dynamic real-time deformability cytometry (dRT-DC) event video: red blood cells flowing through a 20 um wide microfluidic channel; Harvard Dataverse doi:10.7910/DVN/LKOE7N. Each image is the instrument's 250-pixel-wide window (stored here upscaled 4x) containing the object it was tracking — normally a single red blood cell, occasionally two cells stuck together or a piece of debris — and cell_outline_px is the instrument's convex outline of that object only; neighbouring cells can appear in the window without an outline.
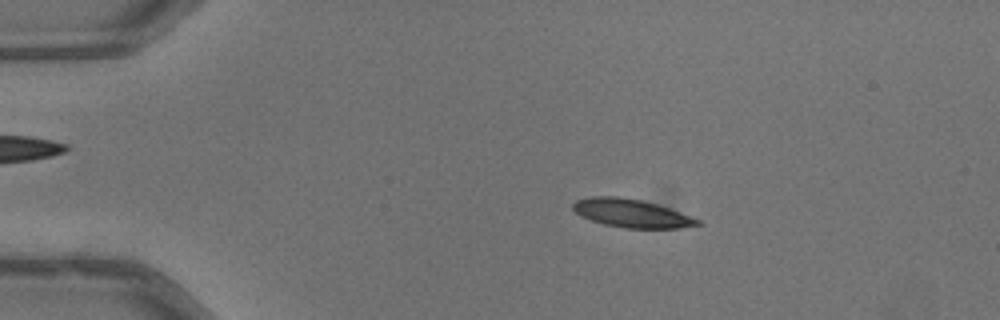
{"species": "common noctule bat (a hibernating species)", "species_latin": "Nyctalus noctula", "temperature_condition": "warm", "stored_images_in_passage": 52, "camera_frame_rate_fps": 3000, "um_per_image_px": 0.085, "animal": {"sex": "male", "body_mass_g": 13.3}, "frame": {"image": 1, "passage_image": 10, "time_ms": 3.0, "image_size_px": [1000, 320], "cell_outline_px": [[704, 224], [680, 228], [624, 228], [604, 224], [580, 216], [572, 208], [572, 204], [576, 200], [592, 196], [616, 196], [640, 200], [656, 204], [680, 212], [700, 220]], "centroid_in_image_um": [53.67, 18.13], "position_along_channel_um": 31.3, "area_um2": 20.4}}
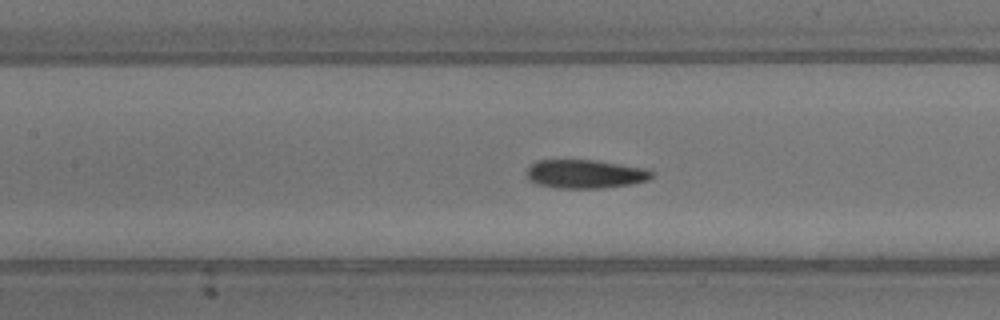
{"frame": {"image": 2, "passage_image": 24, "time_ms": 7.667, "image_size_px": [1000, 320], "cell_outline_px": [[656, 176], [648, 180], [632, 184], [600, 188], [556, 188], [536, 184], [528, 180], [528, 168], [536, 160], [596, 160], [648, 168]], "centroid_in_image_um": [49.78, 14.79], "position_along_channel_um": 157.6, "area_um2": 21.1}}
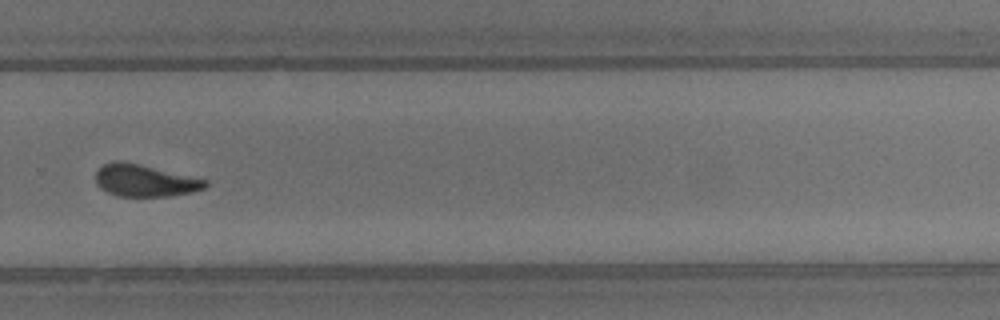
{"frame": {"image": 3, "passage_image": 36, "time_ms": 11.667, "image_size_px": [1000, 320], "cell_outline_px": [[208, 184], [204, 188], [192, 192], [168, 196], [116, 196], [100, 188], [96, 184], [96, 172], [104, 164], [112, 160], [124, 160], [208, 180]], "centroid_in_image_um": [12.28, 15.33], "position_along_channel_um": 317.5, "area_um2": 20.58}, "authors_computed_cell_mechanics": {"area_um2": 20.7502, "velocity_mm_per_s": 4.0127, "shape_relaxation_time_tau1_ms": 4.4902, "shape_relaxation_time_tau2_ms": 2.2263, "deformation_change_tau1": 0.1738, "deformation_change_tau2": 0.1025}}